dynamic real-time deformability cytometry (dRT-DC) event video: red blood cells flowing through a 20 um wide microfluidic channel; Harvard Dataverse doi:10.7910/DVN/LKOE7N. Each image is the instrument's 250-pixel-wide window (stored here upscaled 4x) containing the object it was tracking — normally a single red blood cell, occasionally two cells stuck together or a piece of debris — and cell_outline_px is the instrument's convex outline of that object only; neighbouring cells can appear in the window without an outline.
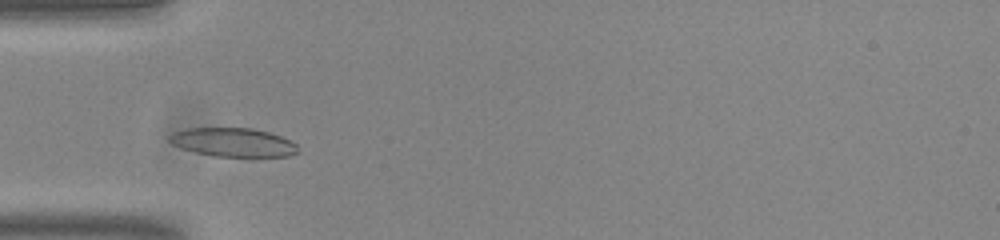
{"species": "common noctule bat (a hibernating species)", "species_latin": "Nyctalus noctula", "temperature_condition": "room temperature", "stored_images_in_passage": 45, "camera_frame_rate_fps": 3000, "um_per_image_px": 0.085, "animal": {"sex": "male", "body_mass_g": 20.0, "forearm_length_mm": 53.3}, "frame": {"image": 1, "passage_image": 8, "time_ms": 2.333, "image_size_px": [1000, 240], "cell_outline_px": [[300, 152], [288, 156], [212, 156], [180, 148], [172, 144], [168, 140], [168, 136], [184, 128], [252, 128], [268, 132], [280, 136], [296, 144]], "centroid_in_image_um": [19.79, 12.09], "position_along_channel_um": 65.2, "area_um2": 21.44}}
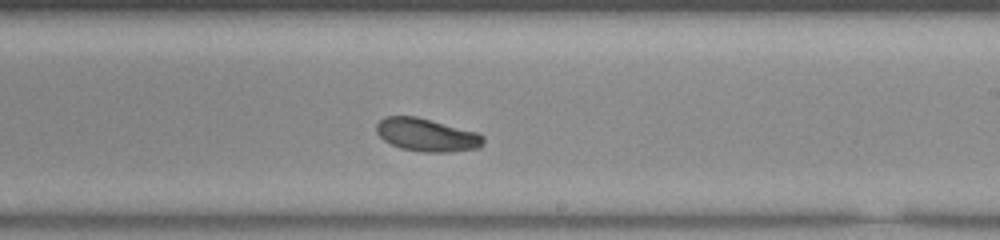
{"frame": {"image": 2, "passage_image": 23, "time_ms": 7.333, "image_size_px": [1000, 240], "cell_outline_px": [[484, 144], [480, 148], [448, 152], [420, 152], [400, 148], [384, 140], [376, 132], [376, 124], [384, 116], [416, 116], [476, 132], [484, 136]], "centroid_in_image_um": [36.27, 11.47], "position_along_channel_um": 252.7, "area_um2": 20.58}}
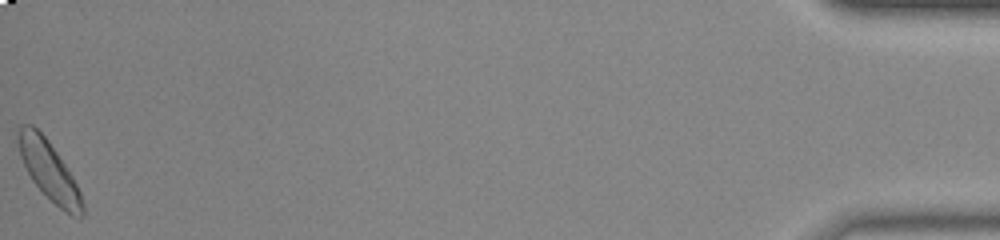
{"frame": {"image": 3, "passage_image": 45, "time_ms": 14.667, "image_size_px": [1000, 240], "cell_outline_px": [[84, 212], [80, 220], [64, 212], [32, 180], [20, 156], [16, 140], [16, 136], [20, 124], [32, 124], [48, 140], [68, 168], [80, 192], [84, 204]], "centroid_in_image_um": [4.17, 14.49], "position_along_channel_um": 431.0, "area_um2": 22.02}, "authors_computed_cell_mechanics": {"area_um2": 20.7502, "velocity_mm_per_s": 3.7705, "shape_relaxation_time_tau1_ms": 1.592, "shape_relaxation_time_tau2_ms": null, "deformation_change_tau1": 0.079, "deformation_change_tau2": null}}